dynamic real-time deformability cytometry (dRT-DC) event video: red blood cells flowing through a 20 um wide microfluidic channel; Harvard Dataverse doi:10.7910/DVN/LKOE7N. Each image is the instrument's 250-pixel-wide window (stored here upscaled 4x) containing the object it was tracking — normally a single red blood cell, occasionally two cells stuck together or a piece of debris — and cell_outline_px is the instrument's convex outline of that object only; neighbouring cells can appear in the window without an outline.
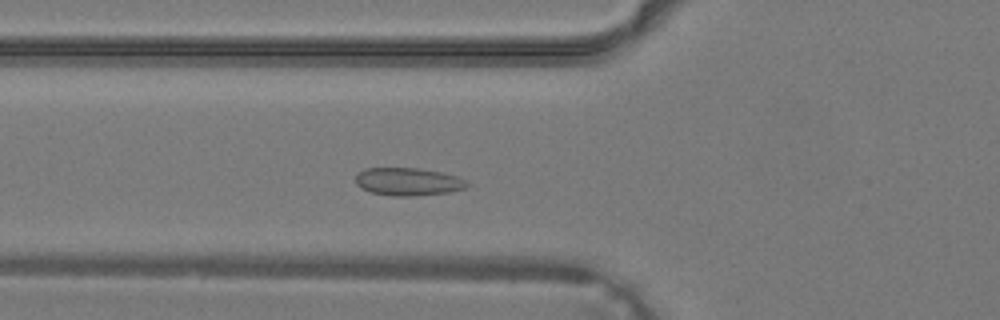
{"species": "common noctule bat (a hibernating species)", "species_latin": "Nyctalus noctula", "temperature_condition": "warm", "stored_images_in_passage": 37, "camera_frame_rate_fps": 3000, "um_per_image_px": 0.085, "animal": {"sex": "male", "body_mass_g": 19.2, "forearm_length_mm": 51.8}, "frame": {"image": 1, "passage_image": 12, "time_ms": 3.667, "image_size_px": [1000, 320], "cell_outline_px": [[472, 184], [468, 188], [448, 192], [416, 196], [392, 196], [372, 192], [360, 188], [356, 184], [356, 172], [364, 168], [420, 168], [440, 172], [456, 176]], "centroid_in_image_um": [34.69, 15.44], "position_along_channel_um": 91.1, "area_um2": 18.26}}
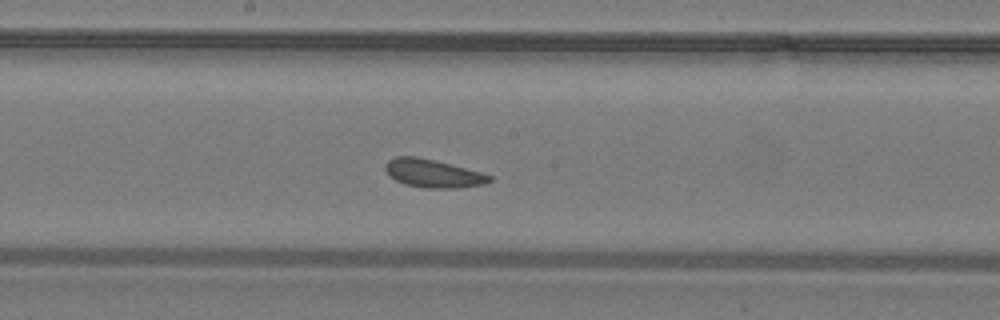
{"frame": {"image": 2, "passage_image": 19, "time_ms": 6.0, "image_size_px": [1000, 320], "cell_outline_px": [[492, 180], [484, 184], [456, 188], [424, 188], [404, 184], [396, 180], [384, 168], [384, 164], [388, 160], [396, 156], [416, 156], [480, 172], [492, 176]], "centroid_in_image_um": [36.78, 14.75], "position_along_channel_um": 211.4, "area_um2": 16.82}}
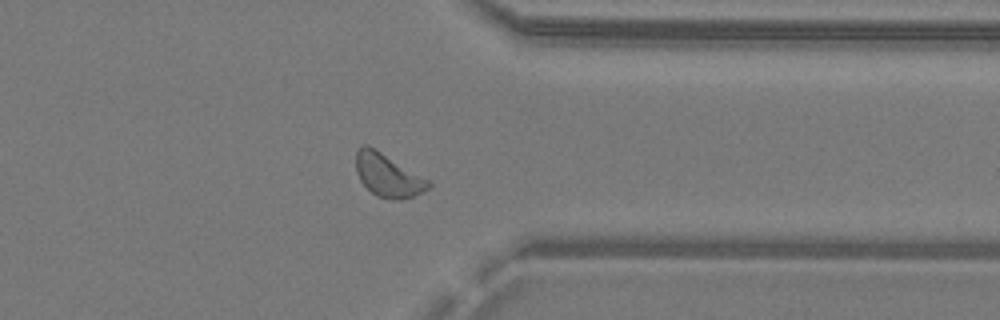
{"frame": {"image": 3, "passage_image": 29, "time_ms": 9.333, "image_size_px": [1000, 320], "cell_outline_px": [[432, 184], [428, 188], [412, 196], [400, 200], [392, 200], [376, 196], [360, 180], [356, 172], [356, 152], [364, 144], [368, 144], [428, 180]], "centroid_in_image_um": [32.93, 14.9], "position_along_channel_um": 378.5, "area_um2": 17.8}}